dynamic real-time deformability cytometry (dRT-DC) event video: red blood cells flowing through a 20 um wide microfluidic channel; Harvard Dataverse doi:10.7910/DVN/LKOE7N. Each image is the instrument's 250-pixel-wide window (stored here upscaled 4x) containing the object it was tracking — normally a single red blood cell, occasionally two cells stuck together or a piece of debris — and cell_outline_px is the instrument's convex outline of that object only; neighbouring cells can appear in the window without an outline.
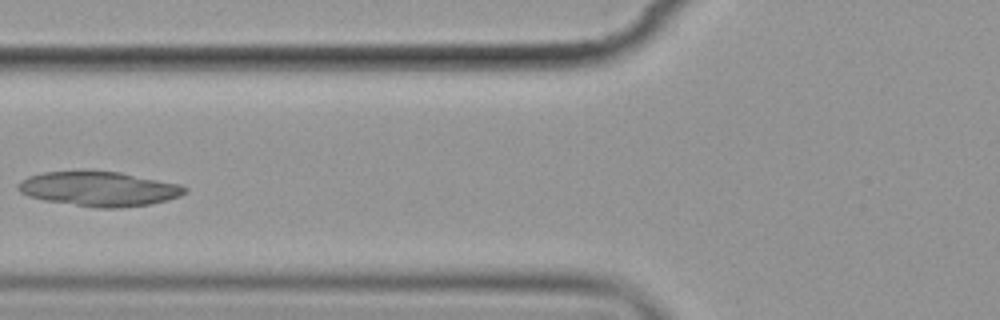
{"species": "common noctule bat (a hibernating species)", "species_latin": "Nyctalus noctula", "temperature_condition": "cold", "stored_images_in_passage": 6, "camera_frame_rate_fps": 3000, "um_per_image_px": 0.085, "animal": {"sex": "female", "body_mass_g": 19.9}, "frame": {"image": 1, "passage_image": 3, "time_ms": 2.333, "image_size_px": [1000, 320], "cell_outline_px": [[188, 192], [180, 196], [168, 200], [152, 204], [120, 208], [96, 208], [44, 200], [28, 196], [20, 192], [16, 188], [16, 184], [20, 180], [28, 176], [40, 172], [120, 172], [180, 184], [188, 188]], "centroid_in_image_um": [8.43, 16.07], "position_along_channel_um": 117.4, "area_um2": 33.7}}
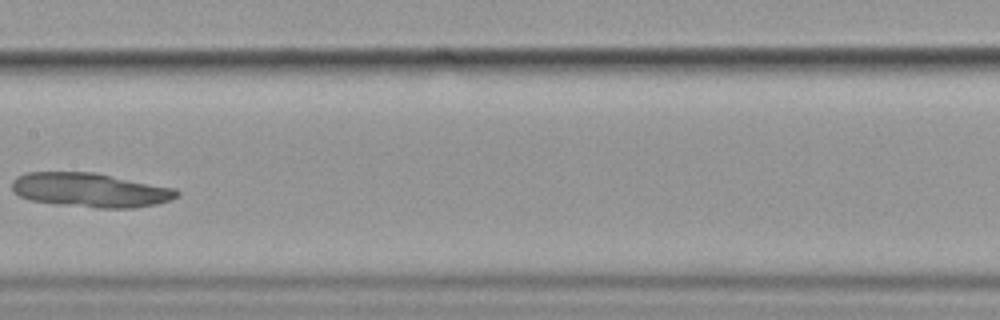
{"frame": {"image": 2, "passage_image": 5, "time_ms": 4.667, "image_size_px": [1000, 320], "cell_outline_px": [[180, 196], [172, 200], [156, 204], [132, 208], [96, 208], [56, 204], [28, 200], [12, 192], [12, 180], [16, 176], [28, 172], [96, 172], [176, 188], [180, 192]], "centroid_in_image_um": [7.69, 16.15], "position_along_channel_um": 199.7, "area_um2": 33.41}}
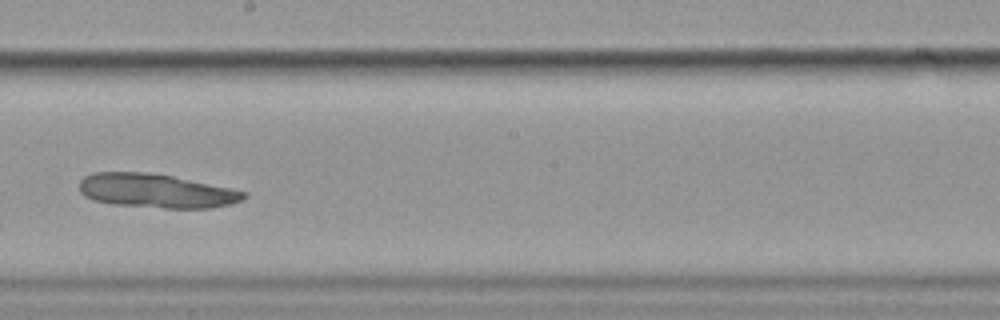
{"frame": {"image": 3, "passage_image": 6, "time_ms": 5.667, "image_size_px": [1000, 320], "cell_outline_px": [[248, 196], [232, 204], [212, 208], [164, 208], [112, 204], [92, 200], [84, 196], [80, 192], [80, 180], [84, 176], [92, 172], [140, 172], [172, 176], [248, 192]], "centroid_in_image_um": [13.25, 16.23], "position_along_channel_um": 235.0, "area_um2": 32.54}}